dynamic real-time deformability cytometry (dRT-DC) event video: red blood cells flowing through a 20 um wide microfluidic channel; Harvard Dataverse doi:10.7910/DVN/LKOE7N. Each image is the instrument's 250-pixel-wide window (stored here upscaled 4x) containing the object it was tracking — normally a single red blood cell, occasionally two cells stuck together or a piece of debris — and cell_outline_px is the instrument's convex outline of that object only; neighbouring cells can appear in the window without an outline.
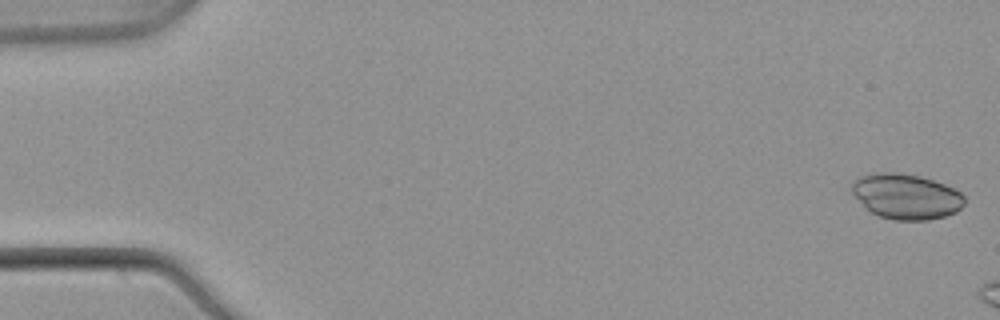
{"species": "common noctule bat (a hibernating species)", "species_latin": "Nyctalus noctula", "temperature_condition": "warm", "stored_images_in_passage": 7, "camera_frame_rate_fps": 3000, "um_per_image_px": 0.085, "animal": {"sex": "male", "body_mass_g": 21.5, "forearm_length_mm": 52.0}, "frame": {"image": 1, "passage_image": 1, "time_ms": 0.0, "image_size_px": [1000, 320], "cell_outline_px": [[964, 204], [956, 212], [944, 216], [928, 220], [892, 220], [880, 216], [864, 208], [848, 188], [852, 180], [856, 176], [872, 172], [896, 172], [920, 176], [944, 184], [960, 192], [964, 196]], "centroid_in_image_um": [76.94, 16.68], "position_along_channel_um": 8.1, "area_um2": 30.17}}